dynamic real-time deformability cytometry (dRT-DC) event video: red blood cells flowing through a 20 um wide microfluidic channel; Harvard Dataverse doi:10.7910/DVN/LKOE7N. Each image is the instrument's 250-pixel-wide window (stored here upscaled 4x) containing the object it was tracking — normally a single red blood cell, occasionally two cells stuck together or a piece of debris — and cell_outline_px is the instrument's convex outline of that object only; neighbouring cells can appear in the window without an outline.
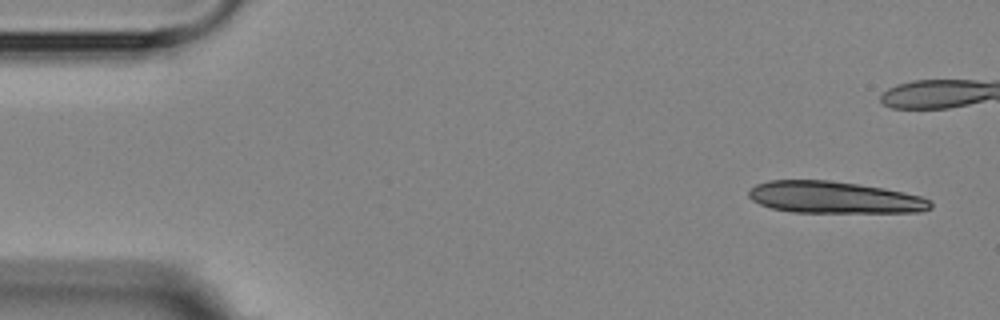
{"species": "Egyptian fruit bat (a non-hibernating species)", "species_latin": "Rousettus aegyptiacus", "temperature_condition": "room temperature", "stored_images_in_passage": 4, "camera_frame_rate_fps": 3000, "um_per_image_px": 0.085, "animal": {"sex": "female"}, "frame": {"image": 1, "passage_image": 1, "time_ms": 0.0, "image_size_px": [1000, 320], "cell_outline_px": [[932, 208], [920, 212], [792, 212], [772, 208], [760, 204], [752, 200], [748, 196], [748, 192], [756, 184], [768, 180], [828, 180], [884, 188], [904, 192], [920, 196], [932, 200]], "centroid_in_image_um": [70.92, 16.78], "position_along_channel_um": 14.1, "area_um2": 33.7}}